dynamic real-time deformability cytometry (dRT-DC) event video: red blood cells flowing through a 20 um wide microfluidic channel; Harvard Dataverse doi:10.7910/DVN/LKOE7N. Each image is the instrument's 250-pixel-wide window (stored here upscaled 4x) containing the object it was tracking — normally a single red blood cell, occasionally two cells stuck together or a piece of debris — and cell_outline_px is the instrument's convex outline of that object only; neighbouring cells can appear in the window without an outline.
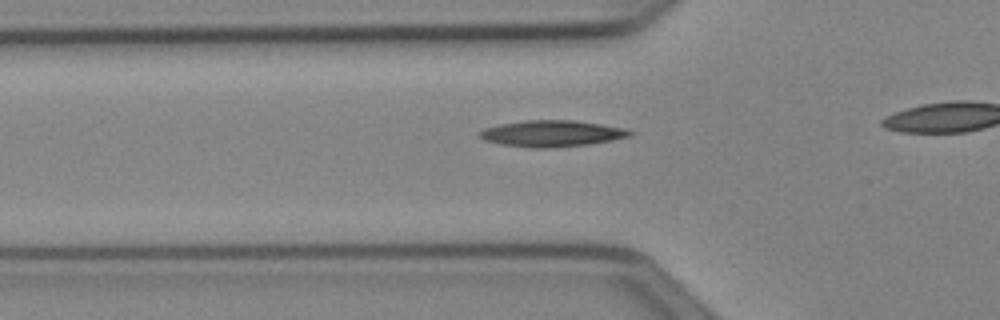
{"species": "Egyptian fruit bat (a non-hibernating species)", "species_latin": "Rousettus aegyptiacus", "temperature_condition": "cold", "stored_images_in_passage": 29, "camera_frame_rate_fps": 3000, "um_per_image_px": 0.085, "animal": {"sex": "female"}, "frame": {"image": 1, "passage_image": 11, "time_ms": 3.333, "image_size_px": [1000, 320], "cell_outline_px": [[636, 132], [632, 136], [612, 140], [588, 144], [544, 148], [532, 148], [500, 144], [484, 140], [476, 136], [476, 132], [484, 128], [500, 124], [524, 120], [572, 120], [600, 124], [624, 128]], "centroid_in_image_um": [46.86, 11.34], "position_along_channel_um": 78.9, "area_um2": 23.18}}
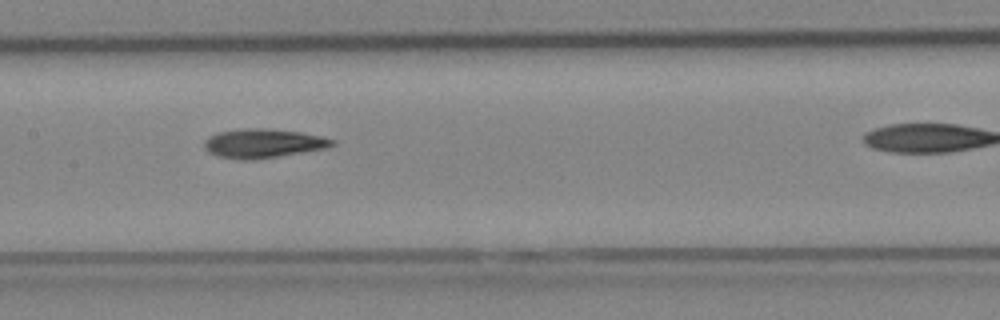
{"frame": {"image": 2, "passage_image": 19, "time_ms": 6.0, "image_size_px": [1000, 320], "cell_outline_px": [[336, 144], [324, 148], [304, 152], [252, 160], [244, 160], [220, 156], [208, 152], [204, 148], [204, 140], [208, 136], [216, 132], [244, 128], [268, 128], [300, 132], [320, 136], [336, 140]], "centroid_in_image_um": [22.34, 12.17], "position_along_channel_um": 185.1, "area_um2": 21.68}}
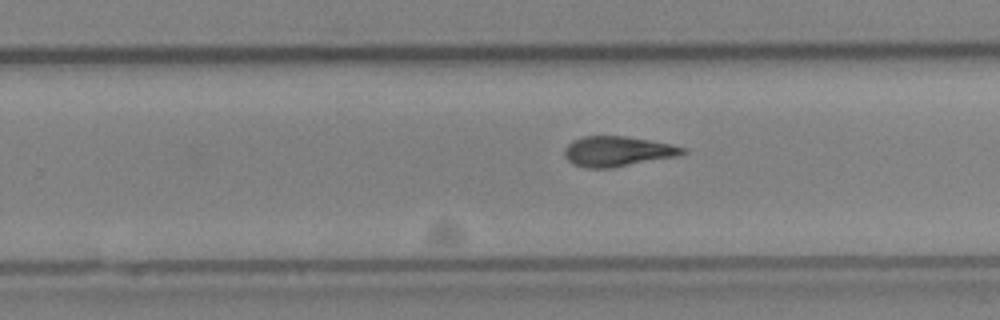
{"frame": {"image": 3, "passage_image": 26, "time_ms": 8.333, "image_size_px": [1000, 320], "cell_outline_px": [[688, 152], [680, 156], [612, 168], [588, 168], [572, 164], [564, 156], [564, 148], [572, 140], [584, 136], [624, 136], [672, 144], [684, 148]], "centroid_in_image_um": [52.49, 12.87], "position_along_channel_um": 277.3, "area_um2": 20.92}}